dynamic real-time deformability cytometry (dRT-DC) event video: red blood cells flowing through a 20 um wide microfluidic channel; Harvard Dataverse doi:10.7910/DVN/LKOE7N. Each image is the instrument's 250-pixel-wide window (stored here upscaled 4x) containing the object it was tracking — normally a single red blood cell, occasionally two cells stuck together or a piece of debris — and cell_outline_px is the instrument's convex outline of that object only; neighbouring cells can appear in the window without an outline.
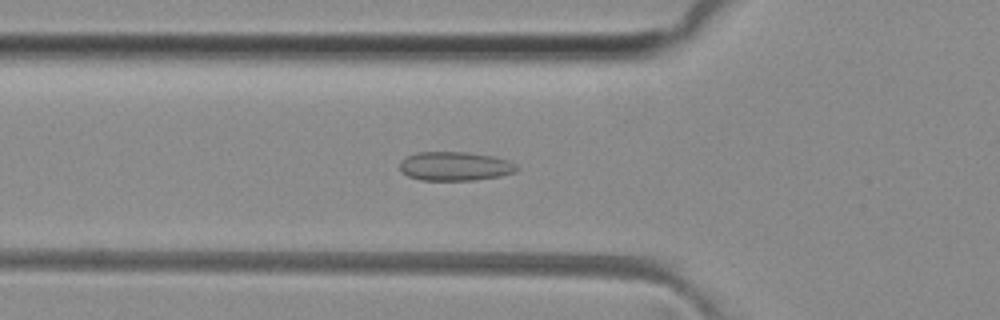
{"species": "common noctule bat (a hibernating species)", "species_latin": "Nyctalus noctula", "temperature_condition": "room temperature", "stored_images_in_passage": 51, "camera_frame_rate_fps": 3000, "um_per_image_px": 0.085, "animal": {"sex": "female", "body_mass_g": 29.2, "forearm_length_mm": 56.3}, "frame": {"image": 1, "passage_image": 17, "time_ms": 5.333, "image_size_px": [1000, 320], "cell_outline_px": [[520, 168], [516, 172], [500, 176], [476, 180], [420, 180], [408, 176], [400, 172], [400, 160], [416, 152], [464, 152], [492, 156], [508, 160], [516, 164]], "centroid_in_image_um": [38.67, 14.13], "position_along_channel_um": 87.1, "area_um2": 19.88}}
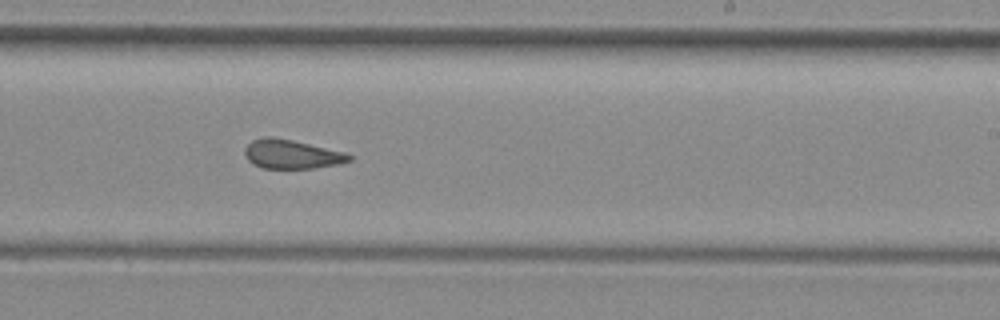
{"frame": {"image": 2, "passage_image": 30, "time_ms": 9.667, "image_size_px": [1000, 320], "cell_outline_px": [[352, 160], [340, 164], [312, 168], [260, 168], [252, 164], [248, 160], [244, 152], [244, 148], [252, 140], [264, 136], [268, 136], [292, 140], [344, 152], [352, 156]], "centroid_in_image_um": [24.76, 13.11], "position_along_channel_um": 264.2, "area_um2": 17.63}}
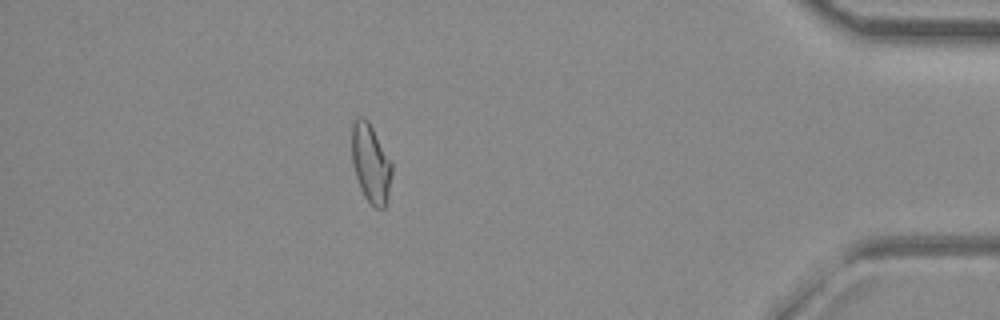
{"frame": {"image": 3, "passage_image": 44, "time_ms": 14.333, "image_size_px": [1000, 320], "cell_outline_px": [[392, 172], [388, 196], [384, 208], [376, 208], [364, 196], [360, 188], [352, 164], [352, 124], [356, 116], [364, 116], [368, 120], [392, 160]], "centroid_in_image_um": [31.52, 13.83], "position_along_channel_um": 403.7, "area_um2": 18.55}, "authors_computed_cell_mechanics": {"area_um2": 18.7272, "velocity_mm_per_s": 4.082, "shape_relaxation_time_tau1_ms": null, "shape_relaxation_time_tau2_ms": 1.5982, "deformation_change_tau1": null, "deformation_change_tau2": 0.0952}}